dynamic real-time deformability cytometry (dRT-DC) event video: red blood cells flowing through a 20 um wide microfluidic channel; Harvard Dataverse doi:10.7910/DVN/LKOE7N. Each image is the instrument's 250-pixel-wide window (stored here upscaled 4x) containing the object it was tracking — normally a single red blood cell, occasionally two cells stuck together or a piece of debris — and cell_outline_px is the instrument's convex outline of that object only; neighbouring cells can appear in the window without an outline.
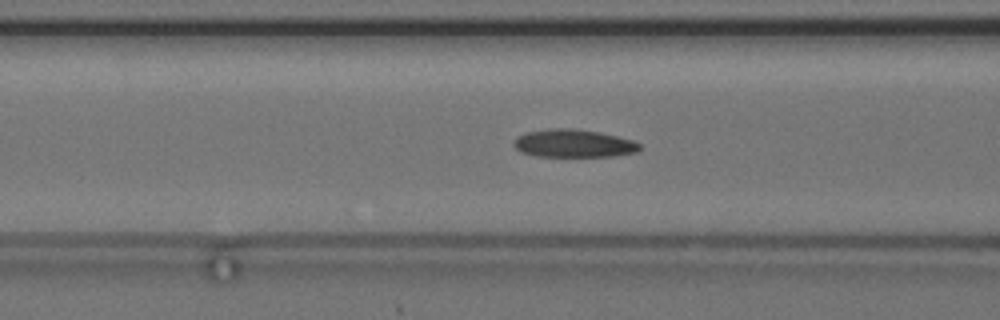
{"species": "common noctule bat (a hibernating species)", "species_latin": "Nyctalus noctula", "temperature_condition": "cold", "stored_images_in_passage": 50, "camera_frame_rate_fps": 3000, "um_per_image_px": 0.085, "animal": {"sex": "female", "body_mass_g": 24.6, "forearm_length_mm": 56.2}, "frame": {"image": 1, "passage_image": 22, "time_ms": 7.0, "image_size_px": [1000, 320], "cell_outline_px": [[640, 148], [636, 152], [612, 156], [536, 156], [520, 152], [512, 144], [520, 136], [528, 132], [548, 128], [576, 128], [600, 132], [632, 140], [640, 144]], "centroid_in_image_um": [48.75, 12.18], "position_along_channel_um": 117.8, "area_um2": 20.35}, "authors_computed_cell_mechanics": {"area_um2": 20.2878, "velocity_mm_per_s": 3.6835, "shape_relaxation_time_tau1_ms": null, "shape_relaxation_time_tau2_ms": 2.9397, "deformation_change_tau1": null, "deformation_change_tau2": 0.1003}}